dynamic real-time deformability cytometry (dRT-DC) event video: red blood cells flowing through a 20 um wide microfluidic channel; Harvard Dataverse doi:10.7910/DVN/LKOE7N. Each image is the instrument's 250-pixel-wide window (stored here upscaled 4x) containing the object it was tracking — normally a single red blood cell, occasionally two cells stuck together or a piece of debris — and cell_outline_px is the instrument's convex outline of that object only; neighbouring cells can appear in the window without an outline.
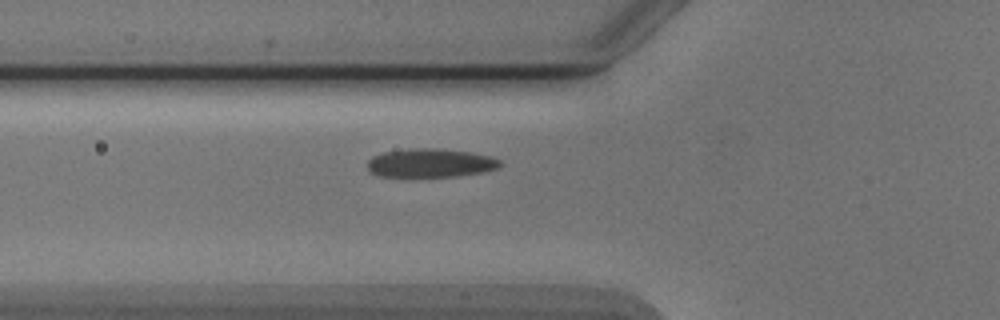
{"species": "Egyptian fruit bat (a non-hibernating species)", "species_latin": "Rousettus aegyptiacus", "temperature_condition": "cold", "stored_images_in_passage": 6, "camera_frame_rate_fps": 3000, "um_per_image_px": 0.085, "animal": {"sex": "male"}, "frame": {"image": 1, "passage_image": 6, "time_ms": 6.0, "image_size_px": [1000, 320], "cell_outline_px": [[504, 164], [496, 168], [480, 172], [456, 176], [408, 180], [376, 176], [368, 168], [368, 160], [372, 156], [384, 152], [412, 148], [440, 148], [472, 152], [492, 156], [500, 160]], "centroid_in_image_um": [36.53, 13.9], "position_along_channel_um": 89.3, "area_um2": 23.29}}